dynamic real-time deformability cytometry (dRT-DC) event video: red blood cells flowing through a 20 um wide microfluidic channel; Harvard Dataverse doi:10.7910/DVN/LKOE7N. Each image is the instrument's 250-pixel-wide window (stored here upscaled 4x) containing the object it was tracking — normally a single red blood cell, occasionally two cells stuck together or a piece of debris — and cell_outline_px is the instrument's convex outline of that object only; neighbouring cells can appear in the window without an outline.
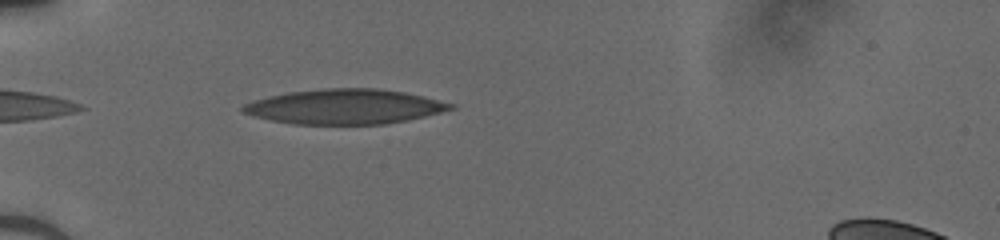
{"species": "human", "species_latin": "Homo sapiens", "temperature_condition": "cold", "stored_images_in_passage": 36, "camera_frame_rate_fps": 3000, "um_per_image_px": 0.085, "donor": {"sex": "male"}, "frame": {"image": 1, "passage_image": 2, "time_ms": 0.333, "image_size_px": [1000, 240], "cell_outline_px": [[456, 108], [424, 116], [384, 124], [292, 124], [272, 120], [240, 112], [240, 108], [244, 104], [268, 96], [288, 92], [324, 88], [376, 88], [404, 92], [456, 104]], "centroid_in_image_um": [29.28, 9.06], "position_along_channel_um": 55.7, "area_um2": 41.96}}
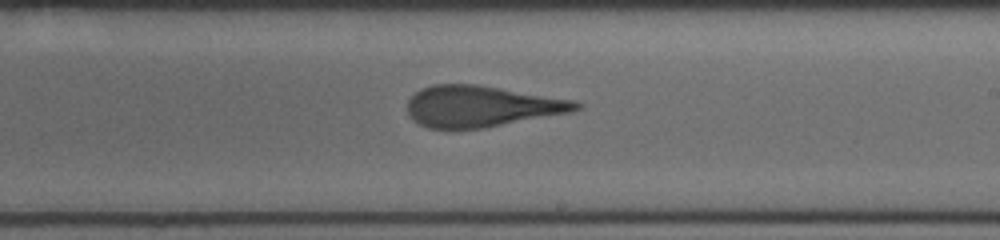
{"frame": {"image": 2, "passage_image": 17, "time_ms": 5.333, "image_size_px": [1000, 240], "cell_outline_px": [[584, 104], [580, 108], [572, 112], [484, 128], [428, 128], [420, 124], [408, 112], [408, 100], [420, 88], [432, 84], [476, 84], [572, 100]], "centroid_in_image_um": [40.92, 9.03], "position_along_channel_um": 248.1, "area_um2": 40.06}}
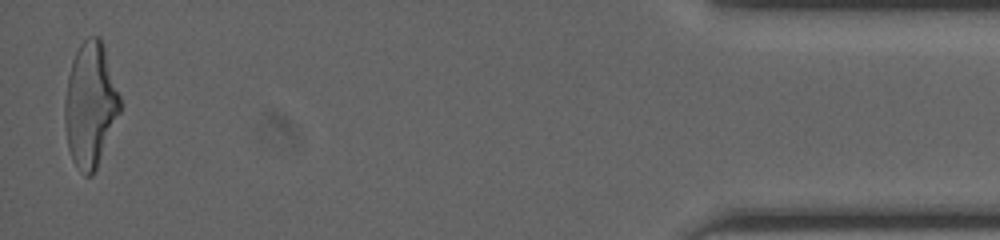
{"frame": {"image": 3, "passage_image": 35, "time_ms": 11.333, "image_size_px": [1000, 240], "cell_outline_px": [[120, 112], [96, 168], [92, 176], [84, 176], [72, 160], [68, 148], [64, 128], [64, 100], [68, 76], [72, 60], [80, 44], [88, 36], [100, 36], [120, 96]], "centroid_in_image_um": [7.65, 8.92], "position_along_channel_um": 427.6, "area_um2": 39.94}}